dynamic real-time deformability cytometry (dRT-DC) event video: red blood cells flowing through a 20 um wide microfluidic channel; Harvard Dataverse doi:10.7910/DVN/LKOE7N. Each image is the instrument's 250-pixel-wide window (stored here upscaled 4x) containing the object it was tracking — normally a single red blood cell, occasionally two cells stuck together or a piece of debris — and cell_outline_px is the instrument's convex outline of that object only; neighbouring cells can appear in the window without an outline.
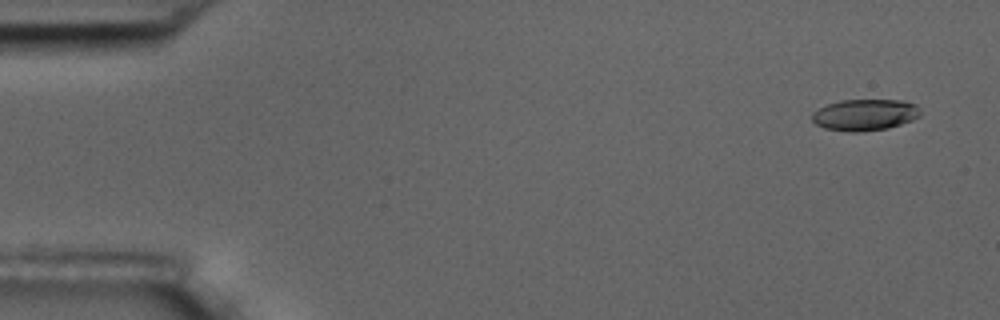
{"species": "common noctule bat (a hibernating species)", "species_latin": "Nyctalus noctula", "temperature_condition": "room temperature", "stored_images_in_passage": 5, "camera_frame_rate_fps": 3000, "um_per_image_px": 0.085, "animal": {"sex": "male", "body_mass_g": 17.5, "forearm_length_mm": 52.3}, "frame": {"image": 1, "passage_image": 1, "time_ms": 0.0, "image_size_px": [1000, 320], "cell_outline_px": [[920, 116], [912, 120], [888, 128], [860, 132], [848, 132], [824, 128], [816, 124], [812, 120], [812, 112], [828, 104], [840, 100], [904, 100], [916, 104], [920, 108]], "centroid_in_image_um": [73.52, 9.76], "position_along_channel_um": 11.5, "area_um2": 19.94}}